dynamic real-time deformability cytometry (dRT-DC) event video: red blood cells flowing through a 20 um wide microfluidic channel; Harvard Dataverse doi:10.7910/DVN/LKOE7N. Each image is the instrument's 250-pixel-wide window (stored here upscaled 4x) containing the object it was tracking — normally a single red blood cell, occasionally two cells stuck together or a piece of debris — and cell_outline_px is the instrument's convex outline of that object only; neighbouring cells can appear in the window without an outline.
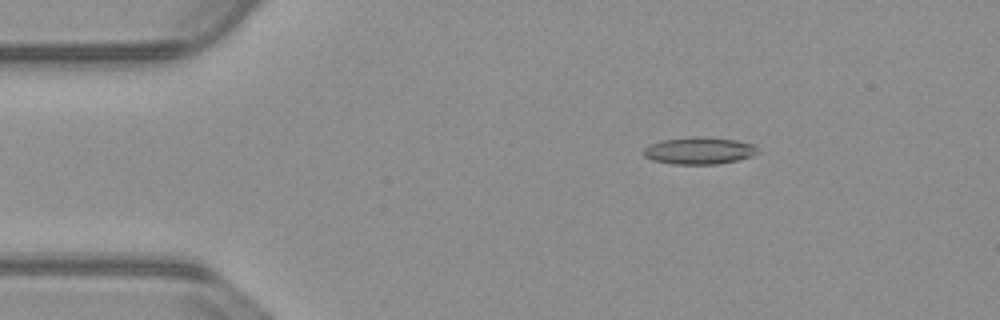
{"species": "common noctule bat (a hibernating species)", "species_latin": "Nyctalus noctula", "temperature_condition": "warm", "stored_images_in_passage": 54, "camera_frame_rate_fps": 3000, "um_per_image_px": 0.085, "animal": {"sex": "male", "body_mass_g": 23.1, "forearm_length_mm": 52.7}, "frame": {"image": 1, "passage_image": 9, "time_ms": 2.667, "image_size_px": [1000, 320], "cell_outline_px": [[760, 152], [752, 156], [736, 160], [716, 164], [672, 164], [652, 160], [644, 156], [640, 152], [648, 144], [660, 140], [696, 136], [736, 140], [752, 144]], "centroid_in_image_um": [59.36, 12.8], "position_along_channel_um": 25.6, "area_um2": 18.09}}
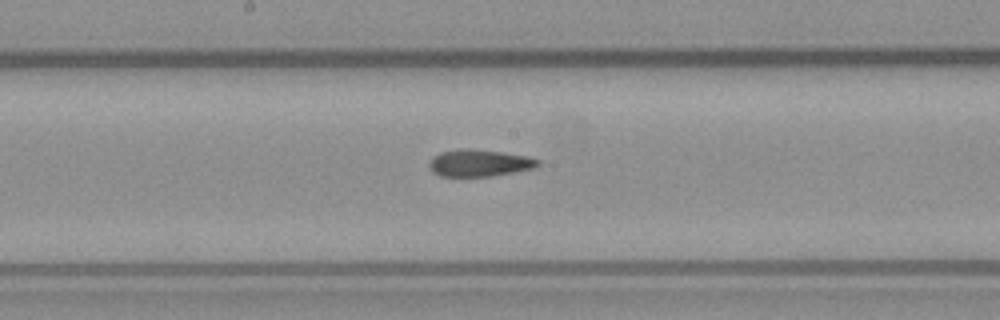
{"frame": {"image": 2, "passage_image": 28, "time_ms": 9.0, "image_size_px": [1000, 320], "cell_outline_px": [[540, 164], [532, 168], [492, 176], [440, 176], [432, 172], [428, 164], [432, 156], [440, 152], [460, 148], [500, 152], [528, 156], [540, 160]], "centroid_in_image_um": [40.69, 13.85], "position_along_channel_um": 207.5, "area_um2": 16.94}}
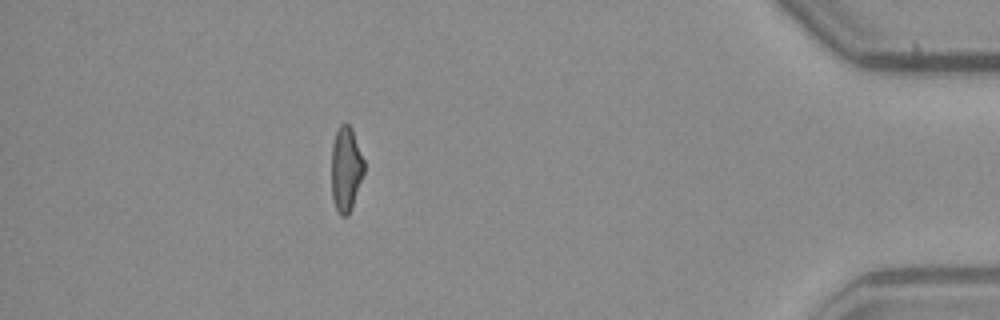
{"frame": {"image": 3, "passage_image": 48, "time_ms": 15.667, "image_size_px": [1000, 320], "cell_outline_px": [[364, 172], [352, 208], [348, 216], [340, 216], [332, 200], [332, 144], [336, 132], [340, 124], [348, 124], [352, 128], [364, 160]], "centroid_in_image_um": [29.41, 14.39], "position_along_channel_um": 405.8, "area_um2": 16.13}, "authors_computed_cell_mechanics": {"area_um2": 17.34, "velocity_mm_per_s": 3.8276, "shape_relaxation_time_tau1_ms": null, "shape_relaxation_time_tau2_ms": 2.7996, "deformation_change_tau1": null, "deformation_change_tau2": 0.1166}}